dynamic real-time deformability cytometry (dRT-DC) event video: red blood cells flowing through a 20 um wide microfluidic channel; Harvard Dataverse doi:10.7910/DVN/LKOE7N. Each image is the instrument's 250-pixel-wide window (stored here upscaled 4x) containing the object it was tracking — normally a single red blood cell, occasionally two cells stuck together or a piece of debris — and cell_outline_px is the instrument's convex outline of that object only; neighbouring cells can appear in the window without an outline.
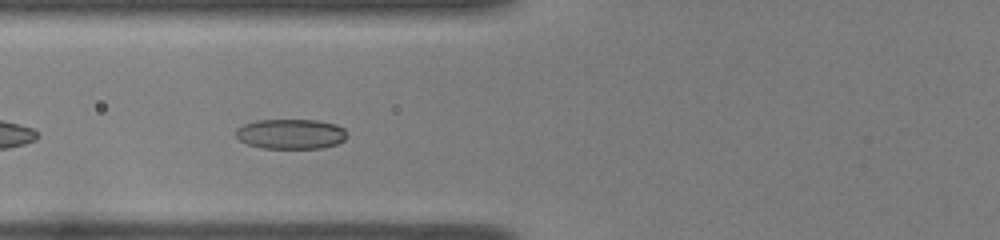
{"species": "common noctule bat (a hibernating species)", "species_latin": "Nyctalus noctula", "temperature_condition": "room temperature", "stored_images_in_passage": 44, "camera_frame_rate_fps": 3000, "um_per_image_px": 0.085, "animal": {"sex": "female", "body_mass_g": 22.0, "forearm_length_mm": 56.7}, "frame": {"image": 1, "passage_image": 14, "time_ms": 4.333, "image_size_px": [1000, 240], "cell_outline_px": [[348, 136], [344, 140], [336, 144], [320, 148], [260, 148], [248, 144], [240, 140], [236, 136], [236, 128], [244, 124], [256, 120], [316, 120], [336, 124], [344, 128]], "centroid_in_image_um": [24.72, 11.38], "position_along_channel_um": 101.1, "area_um2": 19.48}}
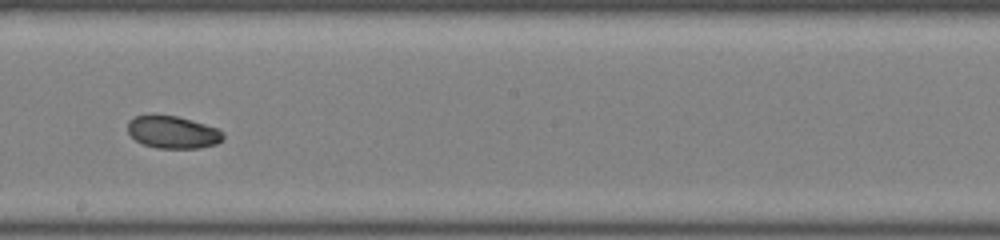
{"frame": {"image": 2, "passage_image": 24, "time_ms": 7.667, "image_size_px": [1000, 240], "cell_outline_px": [[224, 136], [216, 144], [200, 148], [156, 148], [144, 144], [136, 140], [128, 132], [128, 120], [136, 116], [176, 116], [204, 124], [216, 128], [224, 132]], "centroid_in_image_um": [14.69, 11.25], "position_along_channel_um": 233.5, "area_um2": 17.69}}
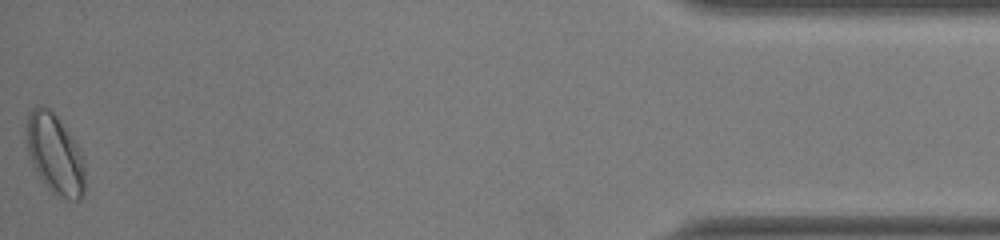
{"frame": {"image": 3, "passage_image": 44, "time_ms": 14.333, "image_size_px": [1000, 240], "cell_outline_px": [[84, 192], [80, 200], [68, 200], [56, 196], [48, 188], [36, 172], [32, 164], [24, 140], [28, 112], [36, 104], [48, 108], [56, 116], [80, 148], [84, 156]], "centroid_in_image_um": [4.65, 13.1], "position_along_channel_um": 430.6, "area_um2": 27.69}, "authors_computed_cell_mechanics": {"area_um2": 19.2474, "velocity_mm_per_s": 3.982, "shape_relaxation_time_tau1_ms": 5.5266, "shape_relaxation_time_tau2_ms": 9.207, "deformation_change_tau1": 0.1388, "deformation_change_tau2": 0.1107}}